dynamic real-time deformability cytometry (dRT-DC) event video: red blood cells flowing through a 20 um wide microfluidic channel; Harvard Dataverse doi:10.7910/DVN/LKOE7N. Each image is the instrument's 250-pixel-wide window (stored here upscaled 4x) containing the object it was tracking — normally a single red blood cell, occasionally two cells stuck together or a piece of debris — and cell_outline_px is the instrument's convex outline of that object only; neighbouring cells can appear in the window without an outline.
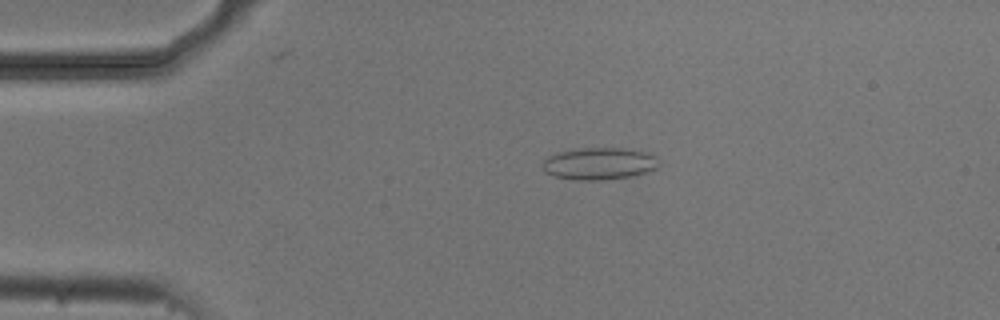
{"species": "common noctule bat (a hibernating species)", "species_latin": "Nyctalus noctula", "temperature_condition": "cold", "stored_images_in_passage": 54, "camera_frame_rate_fps": 3000, "um_per_image_px": 0.085, "animal": {"sex": "male", "body_mass_g": 20.5, "forearm_length_mm": 52.5}, "frame": {"image": 1, "passage_image": 11, "time_ms": 3.333, "image_size_px": [1000, 320], "cell_outline_px": [[660, 164], [656, 168], [648, 172], [632, 176], [604, 180], [576, 180], [556, 176], [544, 172], [540, 164], [548, 156], [572, 148], [624, 148], [648, 152], [660, 160]], "centroid_in_image_um": [50.94, 13.9], "position_along_channel_um": 34.1, "area_um2": 22.08}}
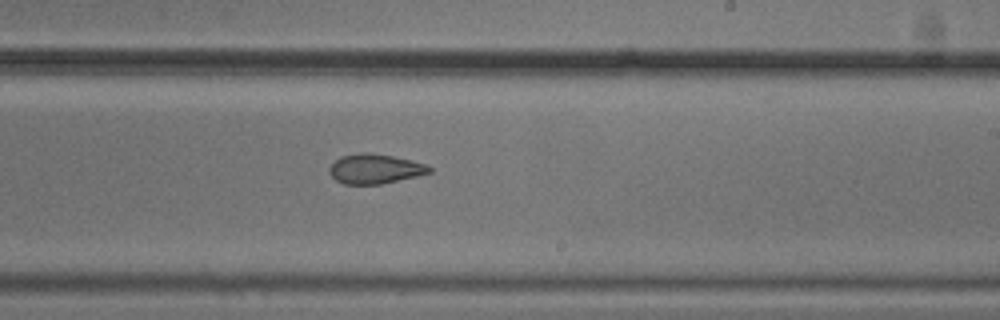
{"frame": {"image": 2, "passage_image": 32, "time_ms": 10.333, "image_size_px": [1000, 320], "cell_outline_px": [[432, 172], [416, 176], [380, 184], [344, 184], [336, 180], [332, 176], [328, 168], [340, 156], [364, 152], [368, 152], [392, 156], [412, 160], [424, 164], [432, 168]], "centroid_in_image_um": [31.86, 14.35], "position_along_channel_um": 257.1, "area_um2": 17.11}}
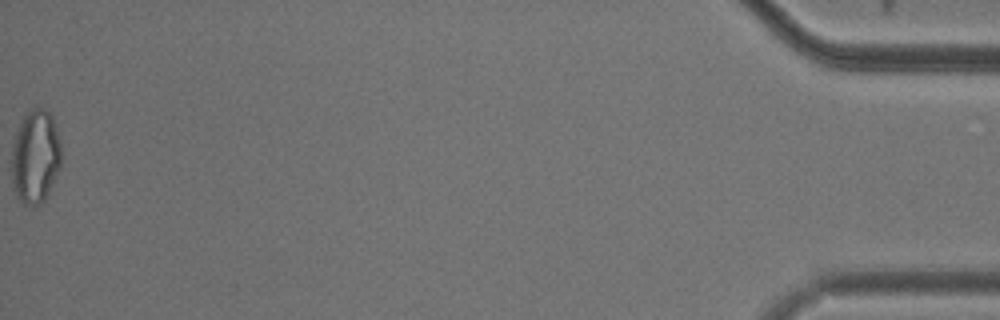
{"frame": {"image": 3, "passage_image": 54, "time_ms": 17.667, "image_size_px": [1000, 320], "cell_outline_px": [[60, 164], [48, 192], [44, 200], [40, 204], [32, 208], [24, 204], [16, 196], [12, 180], [12, 148], [16, 132], [24, 116], [36, 104], [44, 108], [52, 116], [60, 140]], "centroid_in_image_um": [2.99, 13.31], "position_along_channel_um": 432.2, "area_um2": 26.99}, "authors_computed_cell_mechanics": {"area_um2": 19.8254, "velocity_mm_per_s": 3.7388, "shape_relaxation_time_tau1_ms": null, "shape_relaxation_time_tau2_ms": 2.1104, "deformation_change_tau1": null, "deformation_change_tau2": 0.0691}}